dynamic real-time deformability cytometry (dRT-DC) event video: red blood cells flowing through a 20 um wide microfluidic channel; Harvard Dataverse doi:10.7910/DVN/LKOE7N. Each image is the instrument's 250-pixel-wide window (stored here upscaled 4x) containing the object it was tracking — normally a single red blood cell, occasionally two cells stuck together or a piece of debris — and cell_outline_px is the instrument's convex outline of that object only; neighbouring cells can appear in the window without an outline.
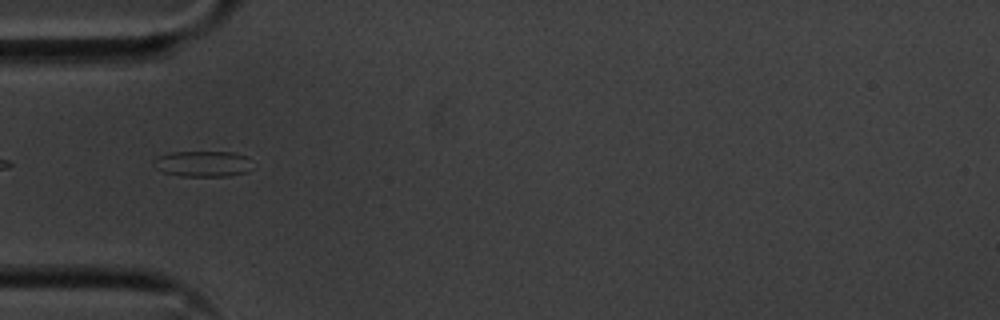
{"species": "common noctule bat (a hibernating species)", "species_latin": "Nyctalus noctula", "temperature_condition": "cold", "stored_images_in_passage": 41, "camera_frame_rate_fps": 3000, "um_per_image_px": 0.085, "animal": {"sex": "male", "body_mass_g": 20.1, "forearm_length_mm": 53.5}, "frame": {"image": 1, "passage_image": 3, "time_ms": 0.667, "image_size_px": [1000, 320], "cell_outline_px": [[252, 168], [248, 172], [228, 176], [180, 176], [164, 172], [156, 168], [152, 164], [152, 160], [156, 156], [172, 152], [232, 152], [248, 156]], "centroid_in_image_um": [17.23, 13.92], "position_along_channel_um": 67.8, "area_um2": 15.09}}
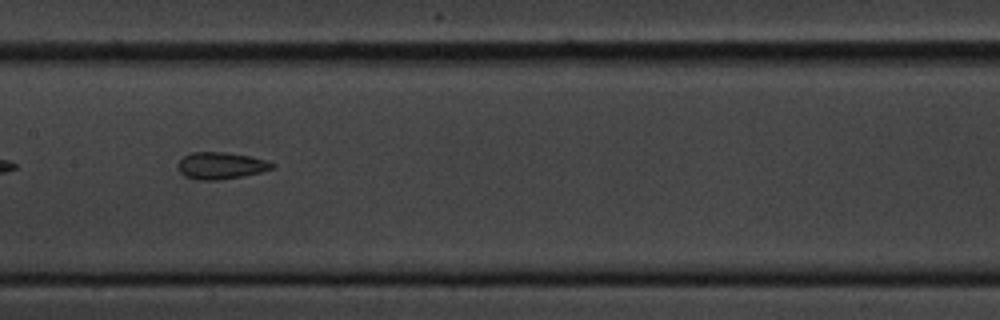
{"frame": {"image": 2, "passage_image": 13, "time_ms": 4.0, "image_size_px": [1000, 320], "cell_outline_px": [[276, 164], [272, 168], [260, 172], [220, 180], [196, 180], [184, 176], [180, 172], [176, 164], [184, 156], [192, 152], [224, 152], [248, 156], [268, 160]], "centroid_in_image_um": [18.74, 14.08], "position_along_channel_um": 188.7, "area_um2": 14.74}}
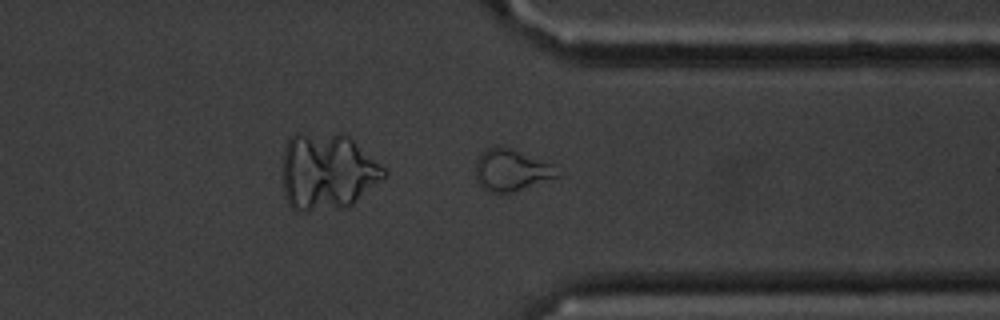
{"frame": {"image": 3, "passage_image": 28, "time_ms": 9.0, "image_size_px": [1000, 320], "cell_outline_px": [[564, 172], [560, 176], [512, 192], [488, 192], [476, 180], [476, 160], [480, 152], [496, 144], [512, 148], [556, 164]], "centroid_in_image_um": [43.53, 14.42], "position_along_channel_um": 367.9, "area_um2": 20.46}, "authors_computed_cell_mechanics": {"area_um2": 15.028, "velocity_mm_per_s": 3.6137, "shape_relaxation_time_tau1_ms": null, "shape_relaxation_time_tau2_ms": 2.4812, "deformation_change_tau1": null, "deformation_change_tau2": 0.0755}}